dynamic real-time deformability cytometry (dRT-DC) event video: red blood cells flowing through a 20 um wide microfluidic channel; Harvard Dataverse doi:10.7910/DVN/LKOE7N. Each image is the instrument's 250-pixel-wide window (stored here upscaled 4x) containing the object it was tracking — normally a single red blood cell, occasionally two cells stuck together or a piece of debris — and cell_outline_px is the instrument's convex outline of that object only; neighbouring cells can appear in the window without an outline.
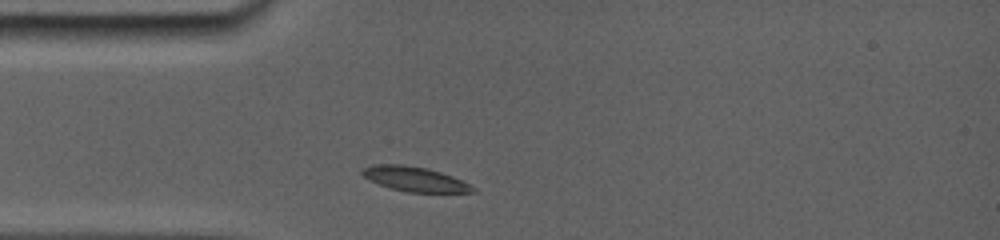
{"species": "common noctule bat (a hibernating species)", "species_latin": "Nyctalus noctula", "temperature_condition": "room temperature", "stored_images_in_passage": 1, "camera_frame_rate_fps": 5000, "um_per_image_px": 0.085, "animal": {"sex": "female", "body_mass_g": 19.0, "forearm_length_mm": 56.7}, "frame": {"image": 1, "passage_image": 1, "time_ms": 0.0, "image_size_px": [1000, 240], "cell_outline_px": [[476, 192], [408, 192], [392, 188], [368, 180], [360, 172], [364, 168], [372, 164], [404, 164], [424, 168], [440, 172], [452, 176], [472, 184], [476, 188]], "centroid_in_image_um": [35.27, 15.22], "position_along_channel_um": 49.7, "area_um2": 15.84}}